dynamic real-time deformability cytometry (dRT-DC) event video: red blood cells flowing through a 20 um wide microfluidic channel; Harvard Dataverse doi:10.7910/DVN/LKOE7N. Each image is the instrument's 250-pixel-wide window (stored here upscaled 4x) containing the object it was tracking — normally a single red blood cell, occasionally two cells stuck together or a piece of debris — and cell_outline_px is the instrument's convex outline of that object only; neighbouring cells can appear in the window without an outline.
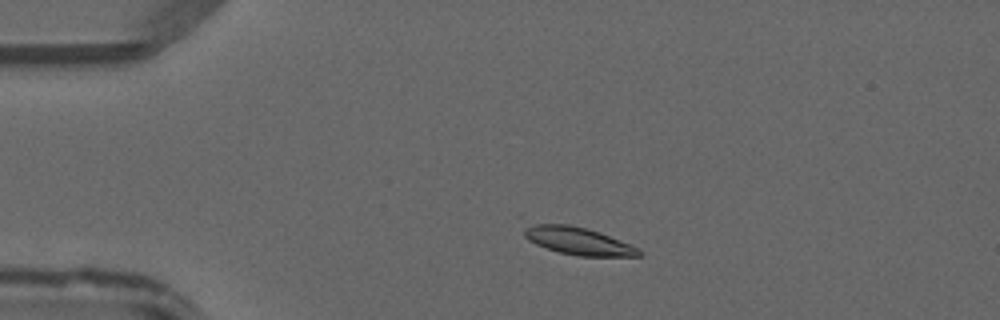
{"species": "common noctule bat (a hibernating species)", "species_latin": "Nyctalus noctula", "temperature_condition": "warm", "stored_images_in_passage": 45, "camera_frame_rate_fps": 3000, "um_per_image_px": 0.085, "animal": {"sex": "male", "forearm_length_mm": 52.5}, "frame": {"image": 1, "passage_image": 8, "time_ms": 2.333, "image_size_px": [1000, 320], "cell_outline_px": [[644, 252], [640, 256], [580, 256], [560, 252], [544, 248], [528, 240], [524, 236], [524, 232], [528, 224], [568, 224], [600, 232], [640, 248]], "centroid_in_image_um": [49.17, 20.49], "position_along_channel_um": 35.8, "area_um2": 18.38}}
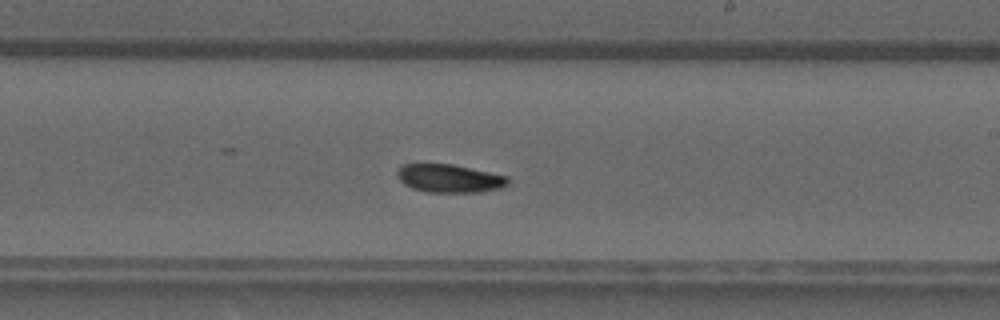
{"frame": {"image": 2, "passage_image": 26, "time_ms": 8.333, "image_size_px": [1000, 320], "cell_outline_px": [[508, 184], [504, 188], [476, 192], [428, 192], [412, 188], [404, 184], [396, 176], [396, 172], [404, 164], [452, 164], [508, 176]], "centroid_in_image_um": [38.21, 15.17], "position_along_channel_um": 250.8, "area_um2": 18.15}}
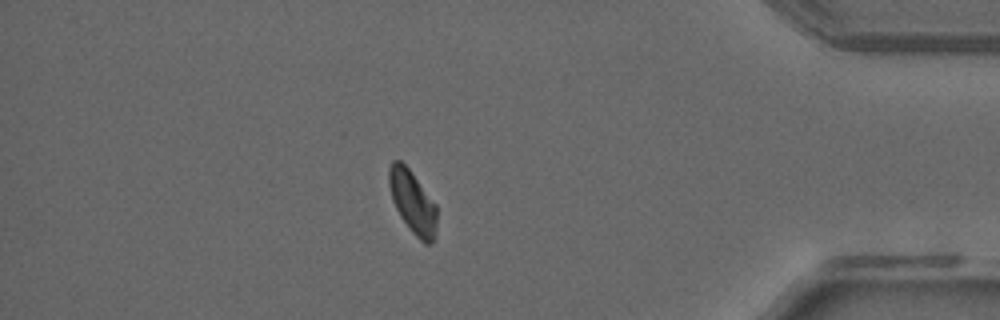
{"frame": {"image": 3, "passage_image": 39, "time_ms": 12.667, "image_size_px": [1000, 320], "cell_outline_px": [[436, 228], [432, 244], [424, 244], [412, 232], [400, 216], [392, 200], [388, 184], [388, 168], [392, 160], [400, 160], [408, 168], [436, 204]], "centroid_in_image_um": [35.05, 17.17], "position_along_channel_um": 400.1, "area_um2": 17.46}}